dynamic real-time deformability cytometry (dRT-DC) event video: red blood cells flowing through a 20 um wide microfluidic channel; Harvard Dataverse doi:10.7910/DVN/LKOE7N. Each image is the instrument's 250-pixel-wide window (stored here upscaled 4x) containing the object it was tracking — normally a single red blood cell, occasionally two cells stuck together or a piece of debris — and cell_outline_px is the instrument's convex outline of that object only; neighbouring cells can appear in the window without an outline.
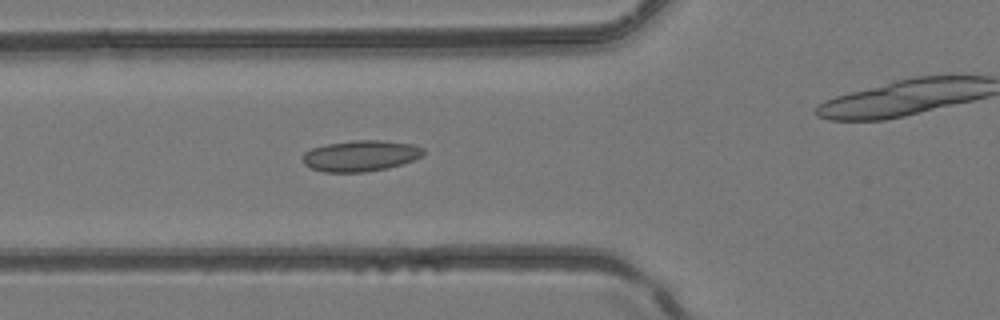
{"species": "common noctule bat (a hibernating species)", "species_latin": "Nyctalus noctula", "temperature_condition": "room temperature", "stored_images_in_passage": 33, "camera_frame_rate_fps": 3000, "um_per_image_px": 0.085, "animal": {"sex": "female", "body_mass_g": 24.6, "forearm_length_mm": 56.2}, "frame": {"image": 1, "passage_image": 10, "time_ms": 3.0, "image_size_px": [1000, 320], "cell_outline_px": [[424, 152], [420, 156], [412, 160], [388, 168], [364, 172], [324, 172], [312, 168], [304, 164], [304, 152], [312, 148], [328, 144], [352, 140], [384, 140], [416, 144], [424, 148]], "centroid_in_image_um": [30.67, 13.23], "position_along_channel_um": 95.1, "area_um2": 21.73}}
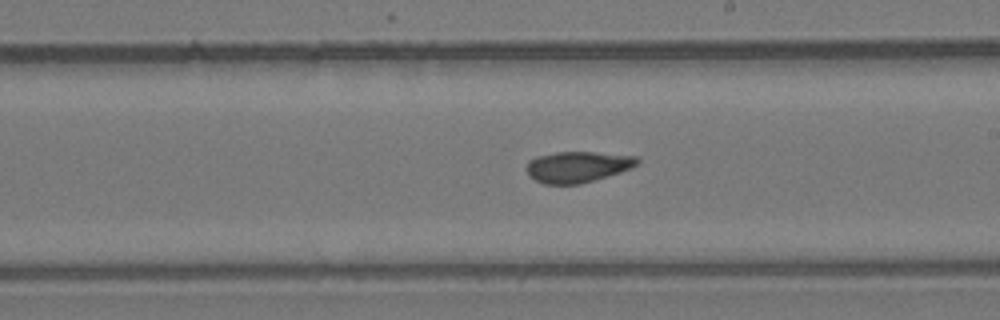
{"frame": {"image": 2, "passage_image": 19, "time_ms": 6.0, "image_size_px": [1000, 320], "cell_outline_px": [[640, 164], [632, 168], [620, 172], [580, 184], [544, 184], [528, 176], [528, 160], [536, 156], [556, 152], [592, 152], [640, 156]], "centroid_in_image_um": [49.14, 14.17], "position_along_channel_um": 239.9, "area_um2": 20.11}}
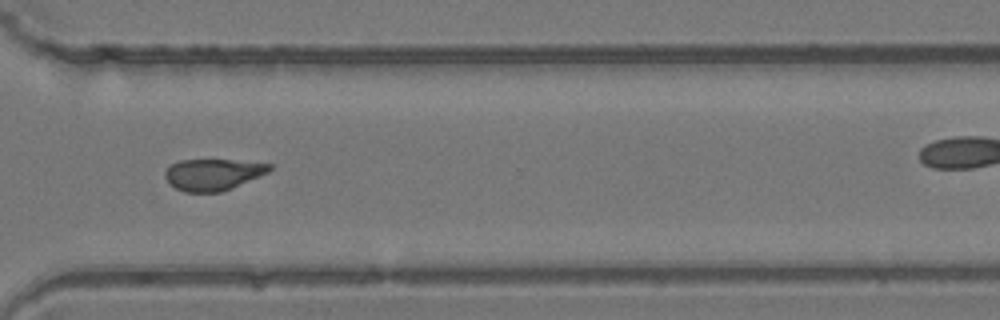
{"frame": {"image": 3, "passage_image": 26, "time_ms": 8.333, "image_size_px": [1000, 320], "cell_outline_px": [[272, 168], [268, 172], [220, 192], [184, 192], [176, 188], [164, 176], [164, 172], [172, 164], [180, 160], [228, 160], [272, 164]], "centroid_in_image_um": [18.07, 14.82], "position_along_channel_um": 352.5, "area_um2": 18.67}}